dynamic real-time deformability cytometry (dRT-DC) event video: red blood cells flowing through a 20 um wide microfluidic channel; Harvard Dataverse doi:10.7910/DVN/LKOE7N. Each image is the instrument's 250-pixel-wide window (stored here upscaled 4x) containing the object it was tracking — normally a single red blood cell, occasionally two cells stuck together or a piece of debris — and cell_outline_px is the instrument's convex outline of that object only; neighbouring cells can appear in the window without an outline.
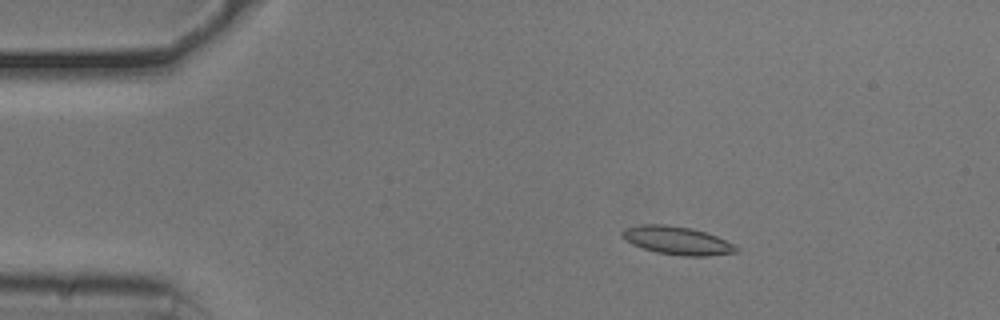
{"species": "common noctule bat (a hibernating species)", "species_latin": "Nyctalus noctula", "temperature_condition": "cold", "stored_images_in_passage": 46, "camera_frame_rate_fps": 3000, "um_per_image_px": 0.085, "animal": {"sex": "male", "body_mass_g": 20.5, "forearm_length_mm": 52.5}, "frame": {"image": 1, "passage_image": 1, "time_ms": 0.0, "image_size_px": [1000, 320], "cell_outline_px": [[740, 252], [708, 256], [684, 256], [656, 252], [632, 244], [620, 236], [620, 232], [628, 228], [640, 224], [664, 224], [692, 228], [716, 236], [740, 248]], "centroid_in_image_um": [57.56, 20.45], "position_along_channel_um": 27.4, "area_um2": 18.67}}
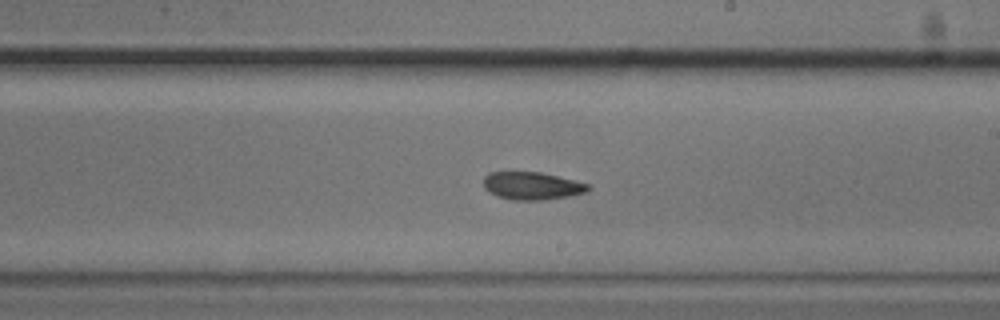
{"frame": {"image": 2, "passage_image": 23, "time_ms": 7.333, "image_size_px": [1000, 320], "cell_outline_px": [[592, 188], [588, 192], [572, 196], [544, 200], [512, 200], [496, 196], [488, 192], [484, 188], [484, 176], [488, 172], [540, 172], [588, 184]], "centroid_in_image_um": [45.21, 15.81], "position_along_channel_um": 243.8, "area_um2": 17.05}}
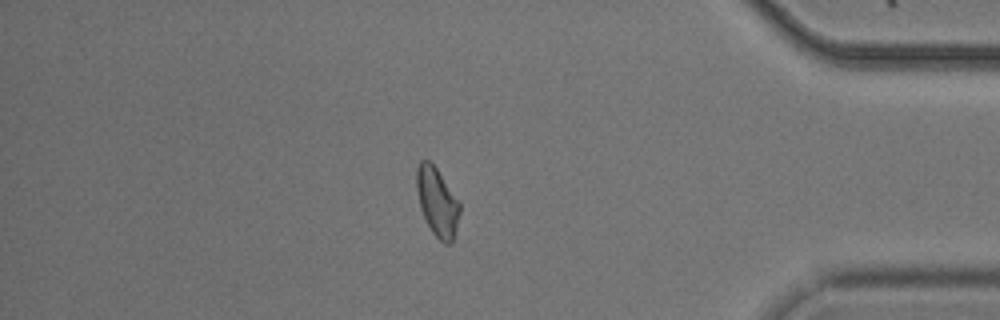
{"frame": {"image": 3, "passage_image": 38, "time_ms": 12.333, "image_size_px": [1000, 320], "cell_outline_px": [[460, 212], [456, 232], [452, 240], [448, 244], [444, 244], [432, 232], [420, 208], [416, 188], [416, 168], [420, 160], [428, 160], [436, 168], [460, 204]], "centroid_in_image_um": [37.15, 17.17], "position_along_channel_um": 398.1, "area_um2": 16.99}, "authors_computed_cell_mechanics": {"area_um2": 17.4556, "velocity_mm_per_s": 3.7529, "shape_relaxation_time_tau1_ms": 3.2115, "shape_relaxation_time_tau2_ms": 4.2444, "deformation_change_tau1": 0.1029, "deformation_change_tau2": 0.0775}}